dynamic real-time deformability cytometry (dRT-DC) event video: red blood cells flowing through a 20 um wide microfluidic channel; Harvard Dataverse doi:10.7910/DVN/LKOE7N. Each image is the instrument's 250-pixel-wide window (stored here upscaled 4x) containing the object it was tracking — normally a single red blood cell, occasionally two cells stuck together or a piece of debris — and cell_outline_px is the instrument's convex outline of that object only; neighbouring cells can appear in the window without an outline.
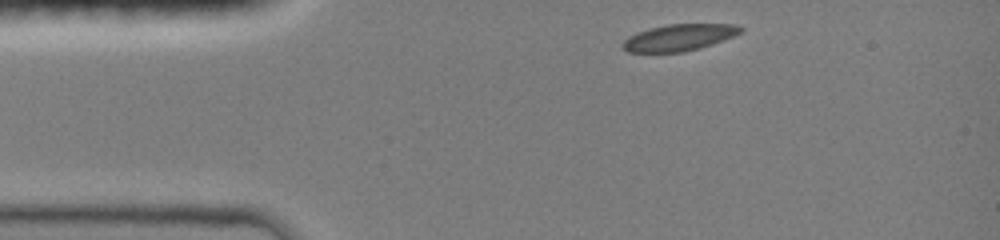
{"species": "common noctule bat (a hibernating species)", "species_latin": "Nyctalus noctula", "temperature_condition": "room temperature", "stored_images_in_passage": 28, "camera_frame_rate_fps": 3000, "um_per_image_px": 0.085, "animal": {"sex": "female", "body_mass_g": 19.0, "forearm_length_mm": 51.5}, "frame": {"image": 1, "passage_image": 1, "time_ms": 0.0, "image_size_px": [1000, 240], "cell_outline_px": [[744, 28], [740, 32], [732, 36], [712, 44], [700, 48], [684, 52], [628, 52], [620, 44], [628, 36], [636, 32], [648, 28], [668, 24], [736, 24]], "centroid_in_image_um": [57.68, 3.18], "position_along_channel_um": 27.3, "area_um2": 18.26}}
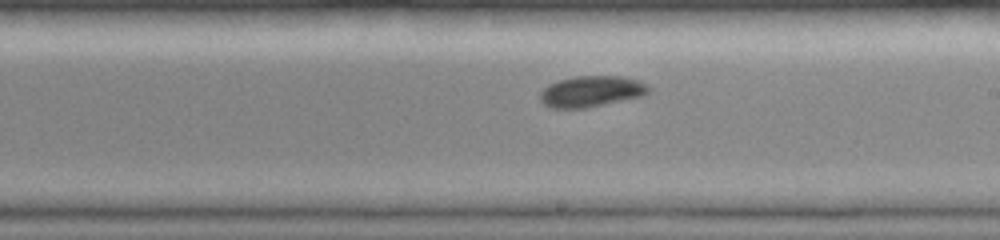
{"frame": {"image": 2, "passage_image": 15, "time_ms": 6.333, "image_size_px": [1000, 240], "cell_outline_px": [[652, 88], [644, 96], [584, 108], [552, 108], [544, 104], [540, 100], [540, 92], [548, 84], [560, 80], [576, 76], [624, 76], [640, 80], [648, 84]], "centroid_in_image_um": [50.31, 7.76], "position_along_channel_um": 238.7, "area_um2": 19.77}}
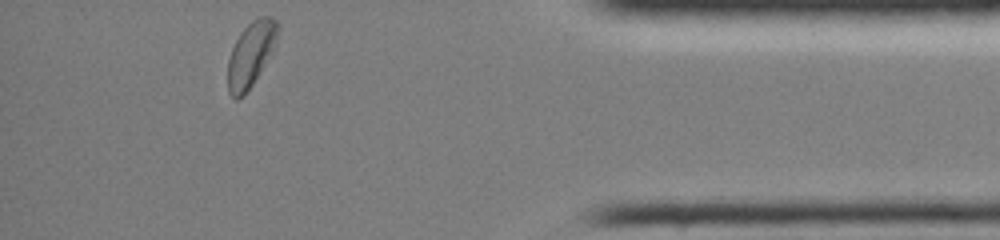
{"frame": {"image": 3, "passage_image": 28, "time_ms": 11.333, "image_size_px": [1000, 240], "cell_outline_px": [[276, 48], [244, 96], [236, 100], [228, 92], [228, 60], [232, 48], [236, 40], [244, 28], [256, 16], [272, 16], [276, 20]], "centroid_in_image_um": [21.32, 4.62], "position_along_channel_um": 413.9, "area_um2": 18.79}, "authors_computed_cell_mechanics": {"area_um2": 19.3052, "velocity_mm_per_s": 4.0699, "shape_relaxation_time_tau1_ms": 3.9345, "shape_relaxation_time_tau2_ms": null, "deformation_change_tau1": 0.0748, "deformation_change_tau2": null}}